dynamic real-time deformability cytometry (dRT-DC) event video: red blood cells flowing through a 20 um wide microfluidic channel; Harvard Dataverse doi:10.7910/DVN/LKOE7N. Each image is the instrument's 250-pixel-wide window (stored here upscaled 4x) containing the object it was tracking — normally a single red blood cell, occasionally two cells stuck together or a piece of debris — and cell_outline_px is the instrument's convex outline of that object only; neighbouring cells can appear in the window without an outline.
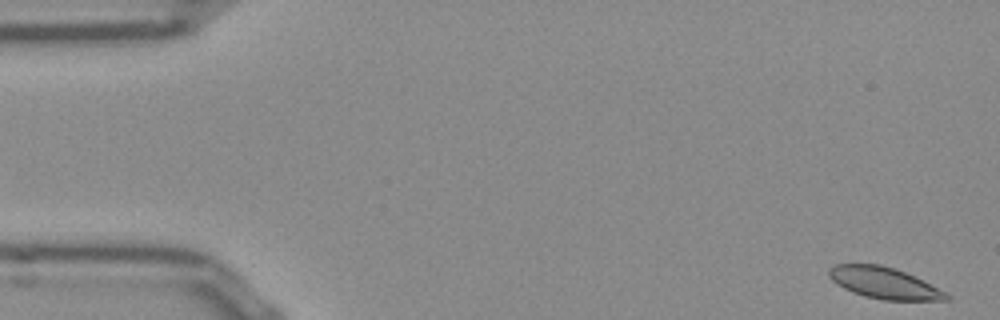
{"species": "Egyptian fruit bat (a non-hibernating species)", "species_latin": "Rousettus aegyptiacus", "temperature_condition": "room temperature", "stored_images_in_passage": 53, "segment_of_instrument_passage": [1, 2], "camera_frame_rate_fps": 3000, "um_per_image_px": 0.085, "frame": {"image": 1, "passage_image": 1, "time_ms": 0.0, "image_size_px": [1000, 320], "cell_outline_px": [[952, 296], [948, 300], [884, 300], [864, 296], [852, 292], [836, 284], [828, 276], [828, 268], [836, 264], [880, 264], [904, 272], [948, 292]], "centroid_in_image_um": [75.15, 24.06], "position_along_channel_um": 9.9, "area_um2": 21.44}}
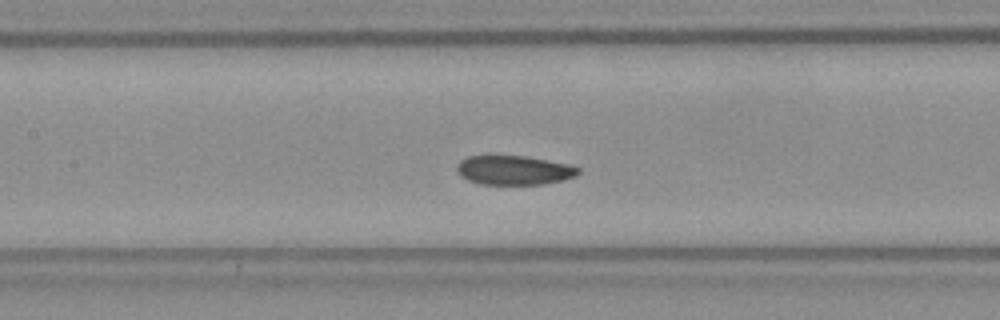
{"frame": {"image": 2, "passage_image": 23, "time_ms": 7.333, "image_size_px": [1000, 320], "cell_outline_px": [[580, 172], [576, 176], [564, 180], [544, 184], [480, 184], [468, 180], [460, 176], [456, 168], [460, 160], [468, 156], [524, 156], [568, 164], [580, 168]], "centroid_in_image_um": [43.69, 14.47], "position_along_channel_um": 163.7, "area_um2": 20.63}}
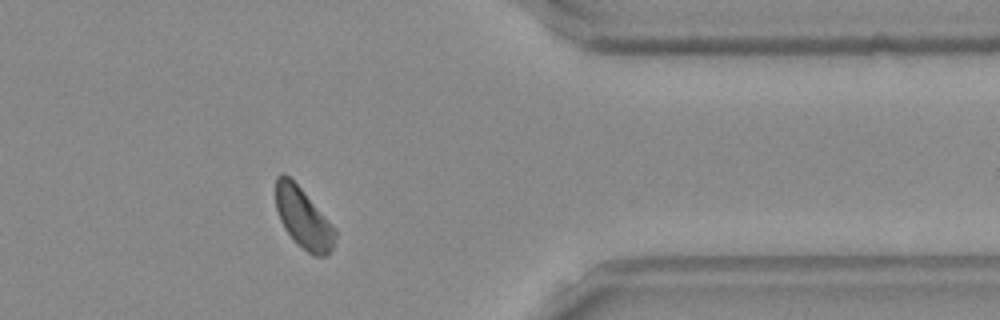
{"frame": {"image": 3, "passage_image": 42, "time_ms": 13.667, "image_size_px": [1000, 320], "cell_outline_px": [[336, 236], [332, 248], [324, 256], [312, 256], [296, 244], [292, 240], [284, 228], [280, 220], [276, 208], [276, 176], [280, 172], [284, 172], [300, 188], [336, 232]], "centroid_in_image_um": [25.72, 18.57], "position_along_channel_um": 385.7, "area_um2": 20.4}}